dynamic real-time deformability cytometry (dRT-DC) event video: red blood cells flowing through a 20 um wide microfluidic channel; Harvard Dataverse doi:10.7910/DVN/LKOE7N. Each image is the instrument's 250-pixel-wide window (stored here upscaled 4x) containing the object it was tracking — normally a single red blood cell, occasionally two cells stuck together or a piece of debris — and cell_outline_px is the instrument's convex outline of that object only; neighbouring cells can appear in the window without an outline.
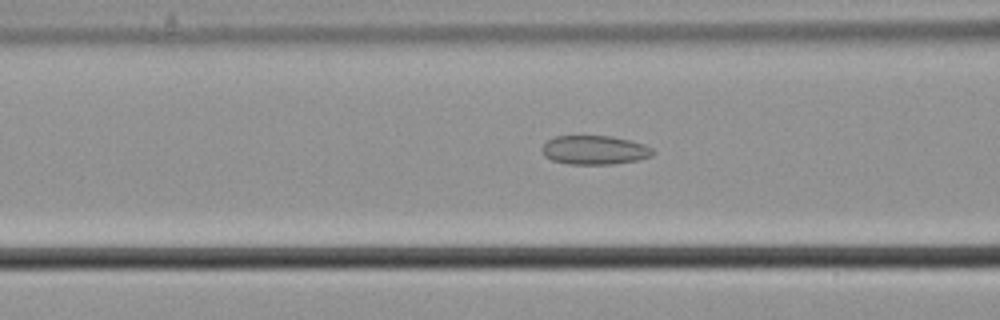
{"species": "common noctule bat (a hibernating species)", "species_latin": "Nyctalus noctula", "temperature_condition": "cold", "stored_images_in_passage": 44, "camera_frame_rate_fps": 3000, "um_per_image_px": 0.085, "animal": {"sex": "male", "body_mass_g": 21.5, "forearm_length_mm": 52.0}, "frame": {"image": 1, "passage_image": 10, "time_ms": 3.0, "image_size_px": [1000, 320], "cell_outline_px": [[656, 152], [652, 156], [640, 160], [612, 164], [568, 164], [552, 160], [544, 156], [544, 144], [548, 140], [556, 136], [612, 136], [644, 144], [652, 148]], "centroid_in_image_um": [50.59, 12.76], "position_along_channel_um": 116.0, "area_um2": 18.67}}
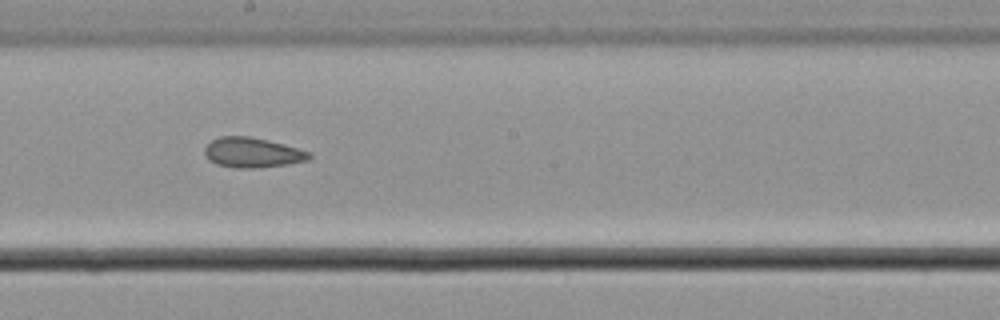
{"frame": {"image": 2, "passage_image": 19, "time_ms": 6.0, "image_size_px": [1000, 320], "cell_outline_px": [[312, 156], [308, 160], [288, 164], [260, 168], [236, 168], [216, 164], [208, 160], [204, 152], [204, 148], [212, 140], [220, 136], [248, 136], [268, 140], [284, 144], [312, 152]], "centroid_in_image_um": [21.46, 12.97], "position_along_channel_um": 226.7, "area_um2": 18.44}}
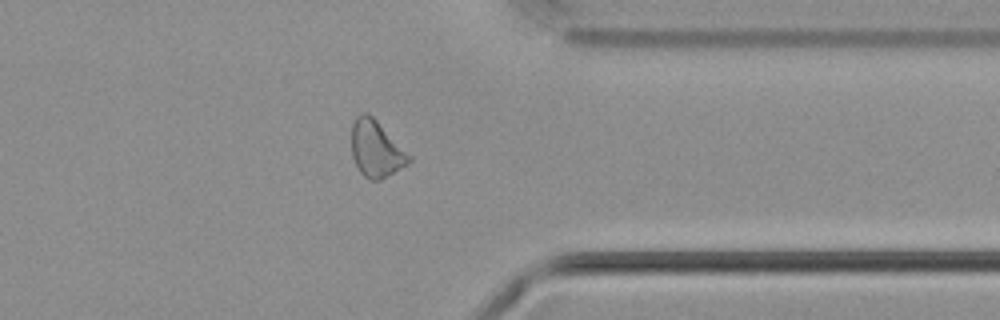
{"frame": {"image": 3, "passage_image": 32, "time_ms": 10.333, "image_size_px": [1000, 320], "cell_outline_px": [[412, 160], [408, 164], [380, 180], [368, 180], [360, 172], [352, 156], [352, 124], [356, 116], [360, 112], [368, 112], [412, 156]], "centroid_in_image_um": [31.97, 12.65], "position_along_channel_um": 379.4, "area_um2": 18.9}, "authors_computed_cell_mechanics": {"area_um2": 18.6983, "velocity_mm_per_s": 3.6861, "shape_relaxation_time_tau1_ms": null, "shape_relaxation_time_tau2_ms": 2.049, "deformation_change_tau1": null, "deformation_change_tau2": 0.0708}}